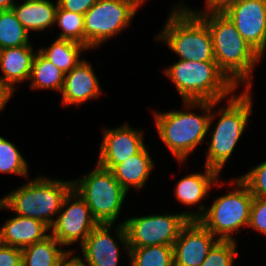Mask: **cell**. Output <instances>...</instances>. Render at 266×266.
Here are the masks:
<instances>
[{"label":"cell","instance_id":"f1b7e54d","mask_svg":"<svg viewBox=\"0 0 266 266\" xmlns=\"http://www.w3.org/2000/svg\"><path fill=\"white\" fill-rule=\"evenodd\" d=\"M237 241L218 240L200 266H233L238 256Z\"/></svg>","mask_w":266,"mask_h":266},{"label":"cell","instance_id":"d6a6232c","mask_svg":"<svg viewBox=\"0 0 266 266\" xmlns=\"http://www.w3.org/2000/svg\"><path fill=\"white\" fill-rule=\"evenodd\" d=\"M98 0H57L61 9L84 15Z\"/></svg>","mask_w":266,"mask_h":266},{"label":"cell","instance_id":"4dcf8cb0","mask_svg":"<svg viewBox=\"0 0 266 266\" xmlns=\"http://www.w3.org/2000/svg\"><path fill=\"white\" fill-rule=\"evenodd\" d=\"M248 227L266 236V197H253Z\"/></svg>","mask_w":266,"mask_h":266},{"label":"cell","instance_id":"d590c367","mask_svg":"<svg viewBox=\"0 0 266 266\" xmlns=\"http://www.w3.org/2000/svg\"><path fill=\"white\" fill-rule=\"evenodd\" d=\"M11 97L13 96L0 83V112L3 111Z\"/></svg>","mask_w":266,"mask_h":266},{"label":"cell","instance_id":"d4e9b609","mask_svg":"<svg viewBox=\"0 0 266 266\" xmlns=\"http://www.w3.org/2000/svg\"><path fill=\"white\" fill-rule=\"evenodd\" d=\"M29 34L13 9L0 10V49L32 45Z\"/></svg>","mask_w":266,"mask_h":266},{"label":"cell","instance_id":"277c9868","mask_svg":"<svg viewBox=\"0 0 266 266\" xmlns=\"http://www.w3.org/2000/svg\"><path fill=\"white\" fill-rule=\"evenodd\" d=\"M186 5L180 1L172 6L167 21L162 30L155 34V39L165 42L179 56L178 60L216 62L207 24Z\"/></svg>","mask_w":266,"mask_h":266},{"label":"cell","instance_id":"484cf974","mask_svg":"<svg viewBox=\"0 0 266 266\" xmlns=\"http://www.w3.org/2000/svg\"><path fill=\"white\" fill-rule=\"evenodd\" d=\"M131 266H174L173 246L154 245L129 248Z\"/></svg>","mask_w":266,"mask_h":266},{"label":"cell","instance_id":"e575fe53","mask_svg":"<svg viewBox=\"0 0 266 266\" xmlns=\"http://www.w3.org/2000/svg\"><path fill=\"white\" fill-rule=\"evenodd\" d=\"M234 0H206L205 1V8L211 9V10H220L223 8L226 4L229 2H232Z\"/></svg>","mask_w":266,"mask_h":266},{"label":"cell","instance_id":"9c48e42d","mask_svg":"<svg viewBox=\"0 0 266 266\" xmlns=\"http://www.w3.org/2000/svg\"><path fill=\"white\" fill-rule=\"evenodd\" d=\"M146 1L98 0L84 14V46L93 50L120 35Z\"/></svg>","mask_w":266,"mask_h":266},{"label":"cell","instance_id":"5b68a950","mask_svg":"<svg viewBox=\"0 0 266 266\" xmlns=\"http://www.w3.org/2000/svg\"><path fill=\"white\" fill-rule=\"evenodd\" d=\"M72 188V180L37 175L0 198V209L40 220L50 228Z\"/></svg>","mask_w":266,"mask_h":266},{"label":"cell","instance_id":"cb8c5ba5","mask_svg":"<svg viewBox=\"0 0 266 266\" xmlns=\"http://www.w3.org/2000/svg\"><path fill=\"white\" fill-rule=\"evenodd\" d=\"M65 74L45 58L39 51L36 52L31 75L29 78L30 88L34 90H54L61 92Z\"/></svg>","mask_w":266,"mask_h":266},{"label":"cell","instance_id":"ba28073f","mask_svg":"<svg viewBox=\"0 0 266 266\" xmlns=\"http://www.w3.org/2000/svg\"><path fill=\"white\" fill-rule=\"evenodd\" d=\"M72 184L99 224H115L118 221L128 192L111 170L96 164L86 175L72 179Z\"/></svg>","mask_w":266,"mask_h":266},{"label":"cell","instance_id":"ffe728a7","mask_svg":"<svg viewBox=\"0 0 266 266\" xmlns=\"http://www.w3.org/2000/svg\"><path fill=\"white\" fill-rule=\"evenodd\" d=\"M145 145L137 154L116 165L111 171L116 180L128 192L130 189L141 190L155 167L151 153Z\"/></svg>","mask_w":266,"mask_h":266},{"label":"cell","instance_id":"5bb4252c","mask_svg":"<svg viewBox=\"0 0 266 266\" xmlns=\"http://www.w3.org/2000/svg\"><path fill=\"white\" fill-rule=\"evenodd\" d=\"M102 133L97 164L108 170L137 154L146 145L144 131L130 127L126 122L117 128H104Z\"/></svg>","mask_w":266,"mask_h":266},{"label":"cell","instance_id":"4fadbf2b","mask_svg":"<svg viewBox=\"0 0 266 266\" xmlns=\"http://www.w3.org/2000/svg\"><path fill=\"white\" fill-rule=\"evenodd\" d=\"M113 226L114 224H98L80 246L83 254L81 258L88 266H119L122 251L120 248H124L129 255V244L123 222L116 224L115 229ZM111 233L116 236L118 242Z\"/></svg>","mask_w":266,"mask_h":266},{"label":"cell","instance_id":"603a6c76","mask_svg":"<svg viewBox=\"0 0 266 266\" xmlns=\"http://www.w3.org/2000/svg\"><path fill=\"white\" fill-rule=\"evenodd\" d=\"M52 236L22 248V266H58L68 250Z\"/></svg>","mask_w":266,"mask_h":266},{"label":"cell","instance_id":"9a60e30c","mask_svg":"<svg viewBox=\"0 0 266 266\" xmlns=\"http://www.w3.org/2000/svg\"><path fill=\"white\" fill-rule=\"evenodd\" d=\"M217 241L198 220H189L173 244L174 266H200Z\"/></svg>","mask_w":266,"mask_h":266},{"label":"cell","instance_id":"1f68e13d","mask_svg":"<svg viewBox=\"0 0 266 266\" xmlns=\"http://www.w3.org/2000/svg\"><path fill=\"white\" fill-rule=\"evenodd\" d=\"M0 266H22V249L0 243Z\"/></svg>","mask_w":266,"mask_h":266},{"label":"cell","instance_id":"30bf717a","mask_svg":"<svg viewBox=\"0 0 266 266\" xmlns=\"http://www.w3.org/2000/svg\"><path fill=\"white\" fill-rule=\"evenodd\" d=\"M129 248L173 246L189 219L183 213L147 214L122 220Z\"/></svg>","mask_w":266,"mask_h":266},{"label":"cell","instance_id":"8fae6325","mask_svg":"<svg viewBox=\"0 0 266 266\" xmlns=\"http://www.w3.org/2000/svg\"><path fill=\"white\" fill-rule=\"evenodd\" d=\"M99 223L91 214L86 201L72 188L66 195L61 210L52 226V235L62 246L71 250L70 246L85 242L86 238ZM79 242V243H78Z\"/></svg>","mask_w":266,"mask_h":266},{"label":"cell","instance_id":"836d02e7","mask_svg":"<svg viewBox=\"0 0 266 266\" xmlns=\"http://www.w3.org/2000/svg\"><path fill=\"white\" fill-rule=\"evenodd\" d=\"M74 253L75 251H68V253L60 260L58 266H88L78 254L74 256Z\"/></svg>","mask_w":266,"mask_h":266},{"label":"cell","instance_id":"8d00e7d4","mask_svg":"<svg viewBox=\"0 0 266 266\" xmlns=\"http://www.w3.org/2000/svg\"><path fill=\"white\" fill-rule=\"evenodd\" d=\"M17 0H0V10L12 9Z\"/></svg>","mask_w":266,"mask_h":266},{"label":"cell","instance_id":"44dd1931","mask_svg":"<svg viewBox=\"0 0 266 266\" xmlns=\"http://www.w3.org/2000/svg\"><path fill=\"white\" fill-rule=\"evenodd\" d=\"M24 1V2H23ZM12 7L17 19L28 32H41L55 26L58 2L51 0H23ZM55 2V3H54Z\"/></svg>","mask_w":266,"mask_h":266},{"label":"cell","instance_id":"7a4b0ae2","mask_svg":"<svg viewBox=\"0 0 266 266\" xmlns=\"http://www.w3.org/2000/svg\"><path fill=\"white\" fill-rule=\"evenodd\" d=\"M234 93L226 99V105L215 108L221 102L212 101V110L209 119L208 131L210 140L206 148L205 166L217 170L219 173L232 156L239 139L245 129L249 128V118L253 114V96L251 89H243L238 95ZM226 106V107H225ZM216 109V111H214ZM218 118L216 125L213 121ZM214 119V120H213ZM211 126L214 129H210ZM210 141V142H209Z\"/></svg>","mask_w":266,"mask_h":266},{"label":"cell","instance_id":"4316f807","mask_svg":"<svg viewBox=\"0 0 266 266\" xmlns=\"http://www.w3.org/2000/svg\"><path fill=\"white\" fill-rule=\"evenodd\" d=\"M27 160L24 159L17 146L9 139L0 136V172L14 174L29 179Z\"/></svg>","mask_w":266,"mask_h":266},{"label":"cell","instance_id":"7c38bea8","mask_svg":"<svg viewBox=\"0 0 266 266\" xmlns=\"http://www.w3.org/2000/svg\"><path fill=\"white\" fill-rule=\"evenodd\" d=\"M253 49L266 52V0H234L220 9Z\"/></svg>","mask_w":266,"mask_h":266},{"label":"cell","instance_id":"2e32d148","mask_svg":"<svg viewBox=\"0 0 266 266\" xmlns=\"http://www.w3.org/2000/svg\"><path fill=\"white\" fill-rule=\"evenodd\" d=\"M204 168V173L200 171L199 173L184 175L174 188V195L179 203L187 207L190 206V208L199 204L198 209H194V211L185 210L182 212L189 220H198L204 214L207 207L200 203L209 195L212 187L217 185L216 187L220 188L223 186V181H219L221 174L217 170L205 165Z\"/></svg>","mask_w":266,"mask_h":266},{"label":"cell","instance_id":"6da1fadb","mask_svg":"<svg viewBox=\"0 0 266 266\" xmlns=\"http://www.w3.org/2000/svg\"><path fill=\"white\" fill-rule=\"evenodd\" d=\"M193 11L209 28L214 58L220 70L237 88L240 85L252 90L255 68L263 58L243 39L221 10L205 8Z\"/></svg>","mask_w":266,"mask_h":266},{"label":"cell","instance_id":"83f0119b","mask_svg":"<svg viewBox=\"0 0 266 266\" xmlns=\"http://www.w3.org/2000/svg\"><path fill=\"white\" fill-rule=\"evenodd\" d=\"M55 25L61 29L57 38L84 45V15L61 9L58 6Z\"/></svg>","mask_w":266,"mask_h":266},{"label":"cell","instance_id":"8992f818","mask_svg":"<svg viewBox=\"0 0 266 266\" xmlns=\"http://www.w3.org/2000/svg\"><path fill=\"white\" fill-rule=\"evenodd\" d=\"M163 72L175 85L182 101L224 102L238 89L220 70L217 62L178 60Z\"/></svg>","mask_w":266,"mask_h":266},{"label":"cell","instance_id":"3957f363","mask_svg":"<svg viewBox=\"0 0 266 266\" xmlns=\"http://www.w3.org/2000/svg\"><path fill=\"white\" fill-rule=\"evenodd\" d=\"M182 103L183 111L173 109L162 113L154 110L153 113L158 136L180 165L198 145L206 142V136H210L207 134L212 110V101H182ZM195 109L201 110V113H195Z\"/></svg>","mask_w":266,"mask_h":266},{"label":"cell","instance_id":"7402d4cb","mask_svg":"<svg viewBox=\"0 0 266 266\" xmlns=\"http://www.w3.org/2000/svg\"><path fill=\"white\" fill-rule=\"evenodd\" d=\"M42 47H39L38 51L64 74L80 63L84 59L80 57L81 53L88 50L82 44L59 38H56L49 46Z\"/></svg>","mask_w":266,"mask_h":266},{"label":"cell","instance_id":"f546056e","mask_svg":"<svg viewBox=\"0 0 266 266\" xmlns=\"http://www.w3.org/2000/svg\"><path fill=\"white\" fill-rule=\"evenodd\" d=\"M239 178L247 185L253 197H266V160Z\"/></svg>","mask_w":266,"mask_h":266},{"label":"cell","instance_id":"52a82bcc","mask_svg":"<svg viewBox=\"0 0 266 266\" xmlns=\"http://www.w3.org/2000/svg\"><path fill=\"white\" fill-rule=\"evenodd\" d=\"M230 183L233 189L207 205L198 221L218 240L236 241L234 234L241 232L242 227L248 228L253 195L239 177Z\"/></svg>","mask_w":266,"mask_h":266},{"label":"cell","instance_id":"e0dca14e","mask_svg":"<svg viewBox=\"0 0 266 266\" xmlns=\"http://www.w3.org/2000/svg\"><path fill=\"white\" fill-rule=\"evenodd\" d=\"M98 79L92 64L83 59L65 74L63 88L60 92L62 105L79 107L92 99L98 100L103 93Z\"/></svg>","mask_w":266,"mask_h":266},{"label":"cell","instance_id":"ac0fdd59","mask_svg":"<svg viewBox=\"0 0 266 266\" xmlns=\"http://www.w3.org/2000/svg\"><path fill=\"white\" fill-rule=\"evenodd\" d=\"M33 45L9 47L0 50V83L11 94L14 95L18 89V83L29 81L32 62L38 50ZM18 86H17V85Z\"/></svg>","mask_w":266,"mask_h":266},{"label":"cell","instance_id":"d6986e66","mask_svg":"<svg viewBox=\"0 0 266 266\" xmlns=\"http://www.w3.org/2000/svg\"><path fill=\"white\" fill-rule=\"evenodd\" d=\"M50 235V228L42 221L14 215L0 227V243L18 248L43 241Z\"/></svg>","mask_w":266,"mask_h":266}]
</instances>
